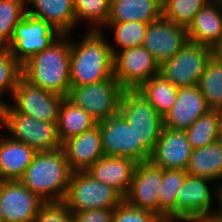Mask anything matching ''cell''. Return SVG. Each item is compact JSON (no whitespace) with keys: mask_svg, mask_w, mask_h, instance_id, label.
<instances>
[{"mask_svg":"<svg viewBox=\"0 0 222 222\" xmlns=\"http://www.w3.org/2000/svg\"><path fill=\"white\" fill-rule=\"evenodd\" d=\"M186 173L211 181L222 179V143L216 141L205 147L195 148L190 156Z\"/></svg>","mask_w":222,"mask_h":222,"instance_id":"25","label":"cell"},{"mask_svg":"<svg viewBox=\"0 0 222 222\" xmlns=\"http://www.w3.org/2000/svg\"><path fill=\"white\" fill-rule=\"evenodd\" d=\"M162 16V0H111L108 22H146Z\"/></svg>","mask_w":222,"mask_h":222,"instance_id":"24","label":"cell"},{"mask_svg":"<svg viewBox=\"0 0 222 222\" xmlns=\"http://www.w3.org/2000/svg\"><path fill=\"white\" fill-rule=\"evenodd\" d=\"M146 22H107L104 27L113 29L116 44L121 50L142 46L146 28Z\"/></svg>","mask_w":222,"mask_h":222,"instance_id":"34","label":"cell"},{"mask_svg":"<svg viewBox=\"0 0 222 222\" xmlns=\"http://www.w3.org/2000/svg\"><path fill=\"white\" fill-rule=\"evenodd\" d=\"M193 149L218 141V110H210L185 130Z\"/></svg>","mask_w":222,"mask_h":222,"instance_id":"30","label":"cell"},{"mask_svg":"<svg viewBox=\"0 0 222 222\" xmlns=\"http://www.w3.org/2000/svg\"><path fill=\"white\" fill-rule=\"evenodd\" d=\"M188 40L187 28L177 25L161 16L148 23L142 46L160 65L171 59Z\"/></svg>","mask_w":222,"mask_h":222,"instance_id":"13","label":"cell"},{"mask_svg":"<svg viewBox=\"0 0 222 222\" xmlns=\"http://www.w3.org/2000/svg\"><path fill=\"white\" fill-rule=\"evenodd\" d=\"M181 169L163 170L159 192V216L163 219H176V198L186 178Z\"/></svg>","mask_w":222,"mask_h":222,"instance_id":"28","label":"cell"},{"mask_svg":"<svg viewBox=\"0 0 222 222\" xmlns=\"http://www.w3.org/2000/svg\"><path fill=\"white\" fill-rule=\"evenodd\" d=\"M161 218L156 213L135 208L124 200L114 208L112 222H160Z\"/></svg>","mask_w":222,"mask_h":222,"instance_id":"36","label":"cell"},{"mask_svg":"<svg viewBox=\"0 0 222 222\" xmlns=\"http://www.w3.org/2000/svg\"><path fill=\"white\" fill-rule=\"evenodd\" d=\"M0 222H4V220H3V214H2L1 209H0Z\"/></svg>","mask_w":222,"mask_h":222,"instance_id":"45","label":"cell"},{"mask_svg":"<svg viewBox=\"0 0 222 222\" xmlns=\"http://www.w3.org/2000/svg\"><path fill=\"white\" fill-rule=\"evenodd\" d=\"M97 121L67 97H64L58 111L57 133L61 143L92 129Z\"/></svg>","mask_w":222,"mask_h":222,"instance_id":"26","label":"cell"},{"mask_svg":"<svg viewBox=\"0 0 222 222\" xmlns=\"http://www.w3.org/2000/svg\"><path fill=\"white\" fill-rule=\"evenodd\" d=\"M187 222H222V218L213 215V216H201L188 220Z\"/></svg>","mask_w":222,"mask_h":222,"instance_id":"39","label":"cell"},{"mask_svg":"<svg viewBox=\"0 0 222 222\" xmlns=\"http://www.w3.org/2000/svg\"><path fill=\"white\" fill-rule=\"evenodd\" d=\"M12 139L22 142L36 151L62 148L57 133V122L36 120L30 115L17 113L6 103L2 106V124Z\"/></svg>","mask_w":222,"mask_h":222,"instance_id":"5","label":"cell"},{"mask_svg":"<svg viewBox=\"0 0 222 222\" xmlns=\"http://www.w3.org/2000/svg\"><path fill=\"white\" fill-rule=\"evenodd\" d=\"M61 35L47 22L26 13L14 28L7 47L14 59L23 65L33 55L48 48Z\"/></svg>","mask_w":222,"mask_h":222,"instance_id":"10","label":"cell"},{"mask_svg":"<svg viewBox=\"0 0 222 222\" xmlns=\"http://www.w3.org/2000/svg\"><path fill=\"white\" fill-rule=\"evenodd\" d=\"M188 40L214 47L222 38V4L209 0L187 27Z\"/></svg>","mask_w":222,"mask_h":222,"instance_id":"21","label":"cell"},{"mask_svg":"<svg viewBox=\"0 0 222 222\" xmlns=\"http://www.w3.org/2000/svg\"><path fill=\"white\" fill-rule=\"evenodd\" d=\"M21 76V65L12 56L8 47H0V97L8 91L10 96L16 87V83ZM6 102L0 99V105Z\"/></svg>","mask_w":222,"mask_h":222,"instance_id":"35","label":"cell"},{"mask_svg":"<svg viewBox=\"0 0 222 222\" xmlns=\"http://www.w3.org/2000/svg\"><path fill=\"white\" fill-rule=\"evenodd\" d=\"M162 177V168L150 161L138 163L123 200L135 208L149 210L159 215V192Z\"/></svg>","mask_w":222,"mask_h":222,"instance_id":"14","label":"cell"},{"mask_svg":"<svg viewBox=\"0 0 222 222\" xmlns=\"http://www.w3.org/2000/svg\"><path fill=\"white\" fill-rule=\"evenodd\" d=\"M212 56L218 62L222 63V38L214 47H212Z\"/></svg>","mask_w":222,"mask_h":222,"instance_id":"40","label":"cell"},{"mask_svg":"<svg viewBox=\"0 0 222 222\" xmlns=\"http://www.w3.org/2000/svg\"><path fill=\"white\" fill-rule=\"evenodd\" d=\"M97 125L101 134L104 156L128 157L137 163L149 161L151 153L140 141H137L132 127L120 112L97 122Z\"/></svg>","mask_w":222,"mask_h":222,"instance_id":"9","label":"cell"},{"mask_svg":"<svg viewBox=\"0 0 222 222\" xmlns=\"http://www.w3.org/2000/svg\"><path fill=\"white\" fill-rule=\"evenodd\" d=\"M0 124H2V106L0 105Z\"/></svg>","mask_w":222,"mask_h":222,"instance_id":"44","label":"cell"},{"mask_svg":"<svg viewBox=\"0 0 222 222\" xmlns=\"http://www.w3.org/2000/svg\"><path fill=\"white\" fill-rule=\"evenodd\" d=\"M217 193V200L219 201L220 209L216 211V216L222 218V185L218 186Z\"/></svg>","mask_w":222,"mask_h":222,"instance_id":"41","label":"cell"},{"mask_svg":"<svg viewBox=\"0 0 222 222\" xmlns=\"http://www.w3.org/2000/svg\"><path fill=\"white\" fill-rule=\"evenodd\" d=\"M72 173L62 148L37 151L19 181L45 203L63 202Z\"/></svg>","mask_w":222,"mask_h":222,"instance_id":"2","label":"cell"},{"mask_svg":"<svg viewBox=\"0 0 222 222\" xmlns=\"http://www.w3.org/2000/svg\"><path fill=\"white\" fill-rule=\"evenodd\" d=\"M218 141L222 143V110H218Z\"/></svg>","mask_w":222,"mask_h":222,"instance_id":"42","label":"cell"},{"mask_svg":"<svg viewBox=\"0 0 222 222\" xmlns=\"http://www.w3.org/2000/svg\"><path fill=\"white\" fill-rule=\"evenodd\" d=\"M211 181L206 178L186 175L185 181L176 198V219L185 221L201 216L216 215V210L211 208L212 195L217 199V189L211 193L209 184Z\"/></svg>","mask_w":222,"mask_h":222,"instance_id":"16","label":"cell"},{"mask_svg":"<svg viewBox=\"0 0 222 222\" xmlns=\"http://www.w3.org/2000/svg\"><path fill=\"white\" fill-rule=\"evenodd\" d=\"M11 97L15 103L9 106L15 112L44 122H57L59 107L64 98L31 84L22 76L19 77Z\"/></svg>","mask_w":222,"mask_h":222,"instance_id":"12","label":"cell"},{"mask_svg":"<svg viewBox=\"0 0 222 222\" xmlns=\"http://www.w3.org/2000/svg\"><path fill=\"white\" fill-rule=\"evenodd\" d=\"M62 149L73 172L87 171L104 156L99 126L67 139Z\"/></svg>","mask_w":222,"mask_h":222,"instance_id":"19","label":"cell"},{"mask_svg":"<svg viewBox=\"0 0 222 222\" xmlns=\"http://www.w3.org/2000/svg\"><path fill=\"white\" fill-rule=\"evenodd\" d=\"M0 134V181L20 180L37 151Z\"/></svg>","mask_w":222,"mask_h":222,"instance_id":"23","label":"cell"},{"mask_svg":"<svg viewBox=\"0 0 222 222\" xmlns=\"http://www.w3.org/2000/svg\"><path fill=\"white\" fill-rule=\"evenodd\" d=\"M124 90L112 76L97 83L70 87L67 98L99 122L119 112Z\"/></svg>","mask_w":222,"mask_h":222,"instance_id":"7","label":"cell"},{"mask_svg":"<svg viewBox=\"0 0 222 222\" xmlns=\"http://www.w3.org/2000/svg\"><path fill=\"white\" fill-rule=\"evenodd\" d=\"M137 162L128 157L102 156L86 172L99 182L114 188L122 197L127 193Z\"/></svg>","mask_w":222,"mask_h":222,"instance_id":"20","label":"cell"},{"mask_svg":"<svg viewBox=\"0 0 222 222\" xmlns=\"http://www.w3.org/2000/svg\"><path fill=\"white\" fill-rule=\"evenodd\" d=\"M44 203L19 180L0 181V209L4 222H33Z\"/></svg>","mask_w":222,"mask_h":222,"instance_id":"15","label":"cell"},{"mask_svg":"<svg viewBox=\"0 0 222 222\" xmlns=\"http://www.w3.org/2000/svg\"><path fill=\"white\" fill-rule=\"evenodd\" d=\"M101 32L88 30L81 42L70 41L71 87L97 83L114 76L113 54Z\"/></svg>","mask_w":222,"mask_h":222,"instance_id":"3","label":"cell"},{"mask_svg":"<svg viewBox=\"0 0 222 222\" xmlns=\"http://www.w3.org/2000/svg\"><path fill=\"white\" fill-rule=\"evenodd\" d=\"M210 110L198 85L179 87L176 101L163 117L164 127L185 131Z\"/></svg>","mask_w":222,"mask_h":222,"instance_id":"18","label":"cell"},{"mask_svg":"<svg viewBox=\"0 0 222 222\" xmlns=\"http://www.w3.org/2000/svg\"><path fill=\"white\" fill-rule=\"evenodd\" d=\"M73 1L77 23L80 24L82 21H88L91 24L89 30L101 31V27L108 22L111 0Z\"/></svg>","mask_w":222,"mask_h":222,"instance_id":"31","label":"cell"},{"mask_svg":"<svg viewBox=\"0 0 222 222\" xmlns=\"http://www.w3.org/2000/svg\"><path fill=\"white\" fill-rule=\"evenodd\" d=\"M192 151L184 130L163 127L149 161L163 170L186 171Z\"/></svg>","mask_w":222,"mask_h":222,"instance_id":"17","label":"cell"},{"mask_svg":"<svg viewBox=\"0 0 222 222\" xmlns=\"http://www.w3.org/2000/svg\"><path fill=\"white\" fill-rule=\"evenodd\" d=\"M160 222H178L177 219H162Z\"/></svg>","mask_w":222,"mask_h":222,"instance_id":"43","label":"cell"},{"mask_svg":"<svg viewBox=\"0 0 222 222\" xmlns=\"http://www.w3.org/2000/svg\"><path fill=\"white\" fill-rule=\"evenodd\" d=\"M178 89L179 87L158 74L144 82L137 90L150 102L156 112L164 117L176 101Z\"/></svg>","mask_w":222,"mask_h":222,"instance_id":"27","label":"cell"},{"mask_svg":"<svg viewBox=\"0 0 222 222\" xmlns=\"http://www.w3.org/2000/svg\"><path fill=\"white\" fill-rule=\"evenodd\" d=\"M211 57V47L187 41L171 59L159 65V74L174 86H195Z\"/></svg>","mask_w":222,"mask_h":222,"instance_id":"8","label":"cell"},{"mask_svg":"<svg viewBox=\"0 0 222 222\" xmlns=\"http://www.w3.org/2000/svg\"><path fill=\"white\" fill-rule=\"evenodd\" d=\"M209 0H162V16L170 22L188 27L197 12Z\"/></svg>","mask_w":222,"mask_h":222,"instance_id":"33","label":"cell"},{"mask_svg":"<svg viewBox=\"0 0 222 222\" xmlns=\"http://www.w3.org/2000/svg\"><path fill=\"white\" fill-rule=\"evenodd\" d=\"M26 2L34 6L33 9H27L30 16L47 22L62 35L69 36L75 26H78L73 0H26Z\"/></svg>","mask_w":222,"mask_h":222,"instance_id":"22","label":"cell"},{"mask_svg":"<svg viewBox=\"0 0 222 222\" xmlns=\"http://www.w3.org/2000/svg\"><path fill=\"white\" fill-rule=\"evenodd\" d=\"M114 209H91L72 213V222H112Z\"/></svg>","mask_w":222,"mask_h":222,"instance_id":"38","label":"cell"},{"mask_svg":"<svg viewBox=\"0 0 222 222\" xmlns=\"http://www.w3.org/2000/svg\"><path fill=\"white\" fill-rule=\"evenodd\" d=\"M113 54L114 77L125 90H137L144 82L159 74V64L143 47L123 50L109 44Z\"/></svg>","mask_w":222,"mask_h":222,"instance_id":"11","label":"cell"},{"mask_svg":"<svg viewBox=\"0 0 222 222\" xmlns=\"http://www.w3.org/2000/svg\"><path fill=\"white\" fill-rule=\"evenodd\" d=\"M198 87L211 110H222V63L213 56L205 66Z\"/></svg>","mask_w":222,"mask_h":222,"instance_id":"29","label":"cell"},{"mask_svg":"<svg viewBox=\"0 0 222 222\" xmlns=\"http://www.w3.org/2000/svg\"><path fill=\"white\" fill-rule=\"evenodd\" d=\"M119 112L136 134L137 141L151 153L164 127L160 116L138 90H124Z\"/></svg>","mask_w":222,"mask_h":222,"instance_id":"6","label":"cell"},{"mask_svg":"<svg viewBox=\"0 0 222 222\" xmlns=\"http://www.w3.org/2000/svg\"><path fill=\"white\" fill-rule=\"evenodd\" d=\"M26 0H0V47H7L14 28L27 13Z\"/></svg>","mask_w":222,"mask_h":222,"instance_id":"32","label":"cell"},{"mask_svg":"<svg viewBox=\"0 0 222 222\" xmlns=\"http://www.w3.org/2000/svg\"><path fill=\"white\" fill-rule=\"evenodd\" d=\"M33 222H72V213L63 202L44 203Z\"/></svg>","mask_w":222,"mask_h":222,"instance_id":"37","label":"cell"},{"mask_svg":"<svg viewBox=\"0 0 222 222\" xmlns=\"http://www.w3.org/2000/svg\"><path fill=\"white\" fill-rule=\"evenodd\" d=\"M21 76L48 92L67 97L70 83V39L61 35L21 65Z\"/></svg>","mask_w":222,"mask_h":222,"instance_id":"1","label":"cell"},{"mask_svg":"<svg viewBox=\"0 0 222 222\" xmlns=\"http://www.w3.org/2000/svg\"><path fill=\"white\" fill-rule=\"evenodd\" d=\"M123 197L111 186L99 182L86 171L71 175L63 203L71 213L91 209H114Z\"/></svg>","mask_w":222,"mask_h":222,"instance_id":"4","label":"cell"}]
</instances>
